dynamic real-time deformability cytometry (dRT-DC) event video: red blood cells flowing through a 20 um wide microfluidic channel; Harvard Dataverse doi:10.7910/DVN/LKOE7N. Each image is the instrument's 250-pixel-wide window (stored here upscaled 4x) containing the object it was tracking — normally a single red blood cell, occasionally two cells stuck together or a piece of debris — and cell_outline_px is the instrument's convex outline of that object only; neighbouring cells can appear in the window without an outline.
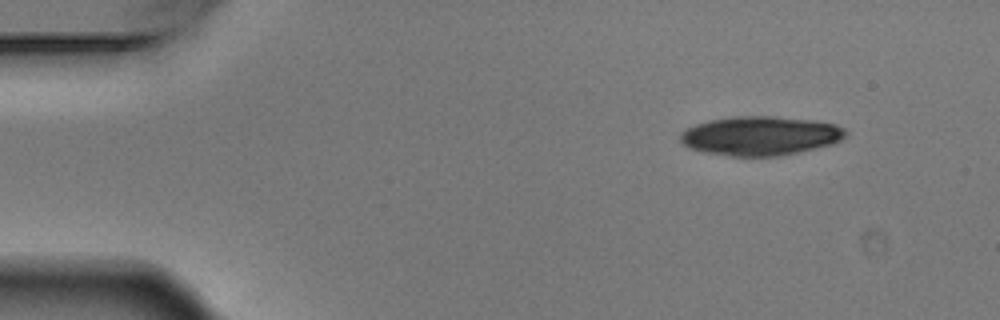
{"species": "Egyptian fruit bat (a non-hibernating species)", "species_latin": "Rousettus aegyptiacus", "temperature_condition": "warm", "stored_images_in_passage": 3, "camera_frame_rate_fps": 3000, "um_per_image_px": 0.085, "animal": {"sex": "male"}, "frame": {"image": 1, "passage_image": 1, "time_ms": 0.0, "image_size_px": [1000, 320], "cell_outline_px": [[848, 136], [832, 144], [796, 152], [776, 156], [732, 156], [704, 152], [688, 148], [680, 140], [680, 132], [696, 124], [708, 120], [732, 116], [772, 116], [812, 120], [836, 124], [844, 128], [848, 132]], "centroid_in_image_um": [64.62, 11.53], "position_along_channel_um": 20.4, "area_um2": 37.69}}